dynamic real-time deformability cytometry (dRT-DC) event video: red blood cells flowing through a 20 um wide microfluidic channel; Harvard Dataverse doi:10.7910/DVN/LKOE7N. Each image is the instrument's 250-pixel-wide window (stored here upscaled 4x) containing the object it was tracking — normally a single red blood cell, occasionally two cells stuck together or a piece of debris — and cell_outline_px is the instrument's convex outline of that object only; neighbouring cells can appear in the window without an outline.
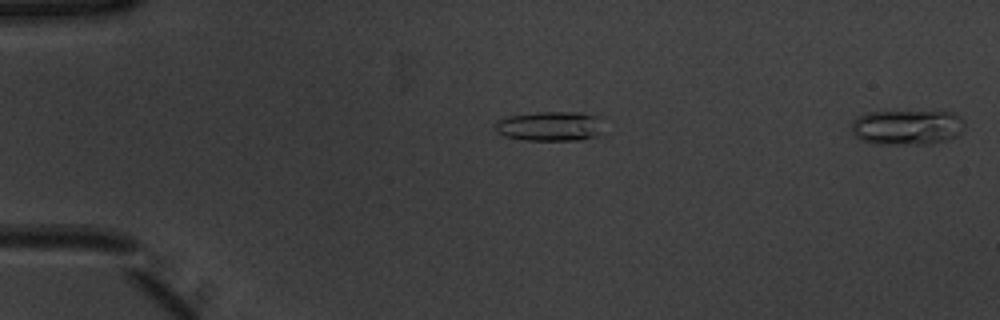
{"species": "common noctule bat (a hibernating species)", "species_latin": "Nyctalus noctula", "temperature_condition": "warm", "stored_images_in_passage": 13, "segment_of_instrument_passage": [2, 2], "camera_frame_rate_fps": 3000, "um_per_image_px": 0.085, "animal": {"sex": "male", "body_mass_g": 20.1, "forearm_length_mm": 53.5}, "frame": {"image": 1, "passage_image": 13, "time_ms": 4.0, "image_size_px": [1000, 320], "cell_outline_px": [[964, 124], [960, 132], [956, 136], [948, 140], [928, 144], [876, 144], [860, 140], [852, 132], [852, 120], [868, 112], [952, 112], [960, 116], [964, 120]], "centroid_in_image_um": [77.1, 10.83], "position_along_channel_um": 7.9, "area_um2": 23.06}}